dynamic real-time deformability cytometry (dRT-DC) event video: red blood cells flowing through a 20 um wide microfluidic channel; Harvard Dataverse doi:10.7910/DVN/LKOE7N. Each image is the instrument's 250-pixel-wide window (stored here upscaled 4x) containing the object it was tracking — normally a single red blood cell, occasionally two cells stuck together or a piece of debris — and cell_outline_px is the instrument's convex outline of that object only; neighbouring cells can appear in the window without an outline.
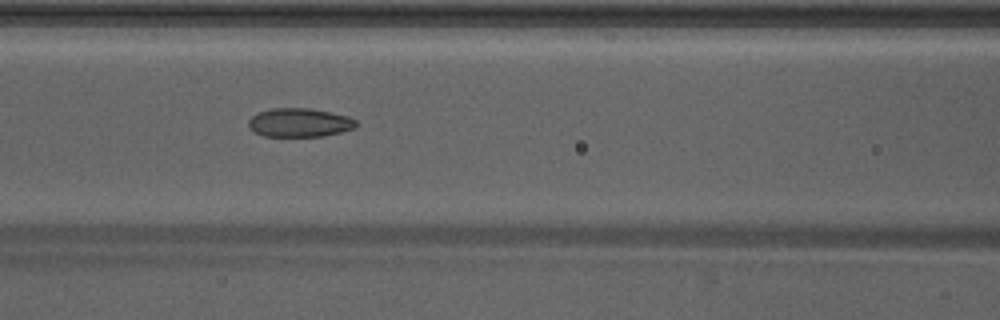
{"species": "Egyptian fruit bat (a non-hibernating species)", "species_latin": "Rousettus aegyptiacus", "temperature_condition": "warm", "stored_images_in_passage": 42, "camera_frame_rate_fps": 3000, "um_per_image_px": 0.085, "animal": {"sex": "male"}, "frame": {"image": 1, "passage_image": 17, "time_ms": 5.333, "image_size_px": [1000, 320], "cell_outline_px": [[360, 124], [356, 128], [324, 136], [264, 136], [248, 128], [248, 120], [252, 116], [260, 112], [272, 108], [308, 108], [348, 116], [356, 120]], "centroid_in_image_um": [25.48, 10.42], "position_along_channel_um": 141.1, "area_um2": 18.03}}
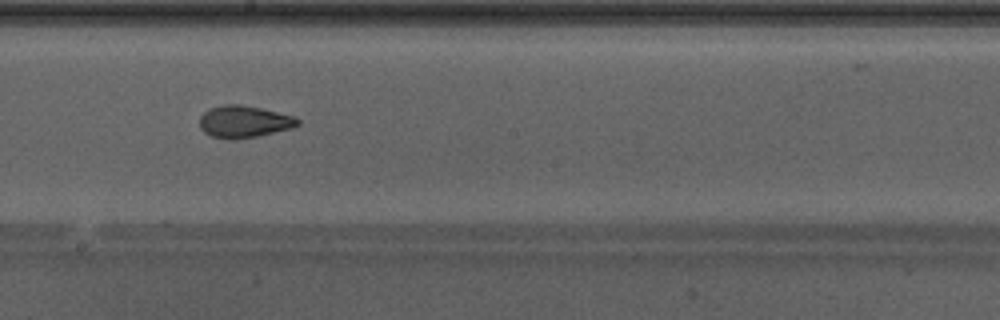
{"frame": {"image": 2, "passage_image": 23, "time_ms": 7.333, "image_size_px": [1000, 320], "cell_outline_px": [[300, 124], [292, 128], [256, 136], [236, 140], [232, 140], [212, 136], [204, 132], [200, 128], [200, 116], [208, 108], [224, 104], [240, 104], [260, 108], [296, 116], [300, 120]], "centroid_in_image_um": [20.74, 10.33], "position_along_channel_um": 227.5, "area_um2": 18.44}}
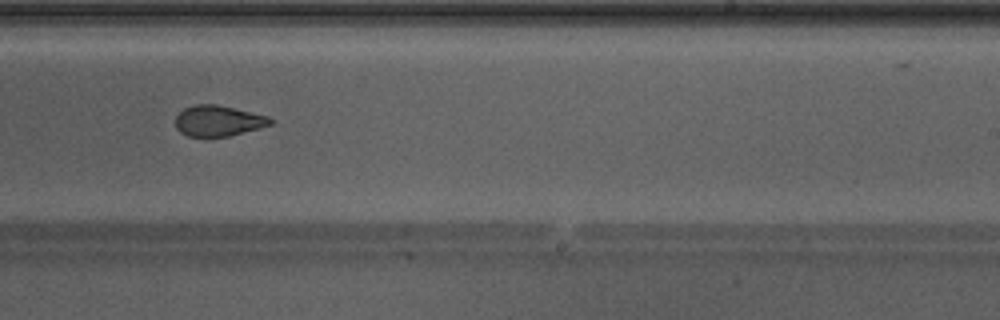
{"frame": {"image": 3, "passage_image": 26, "time_ms": 8.333, "image_size_px": [1000, 320], "cell_outline_px": [[272, 124], [260, 128], [228, 136], [188, 136], [180, 132], [176, 128], [176, 116], [184, 108], [196, 104], [216, 104], [268, 116], [272, 120]], "centroid_in_image_um": [18.54, 10.27], "position_along_channel_um": 270.5, "area_um2": 16.82}, "authors_computed_cell_mechanics": {"area_um2": 18.4382, "velocity_mm_per_s": 4.3223, "shape_relaxation_time_tau1_ms": null, "shape_relaxation_time_tau2_ms": 1.4724, "deformation_change_tau1": null, "deformation_change_tau2": 0.073}}